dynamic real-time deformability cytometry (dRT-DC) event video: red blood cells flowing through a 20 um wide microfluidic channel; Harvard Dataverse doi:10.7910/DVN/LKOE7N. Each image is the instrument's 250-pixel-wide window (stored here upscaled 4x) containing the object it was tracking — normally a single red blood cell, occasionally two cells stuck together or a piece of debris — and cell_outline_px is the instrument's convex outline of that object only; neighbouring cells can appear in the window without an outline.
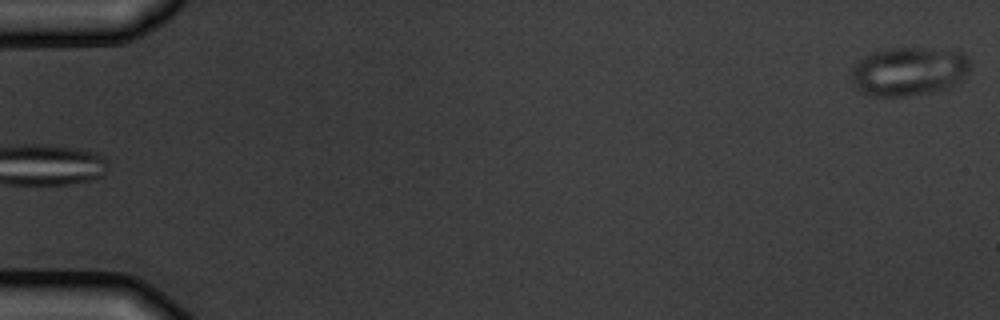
{"species": "common noctule bat (a hibernating species)", "species_latin": "Nyctalus noctula", "temperature_condition": "warm", "stored_images_in_passage": 5, "segment_of_instrument_passage": [2, 2], "camera_frame_rate_fps": 3000, "um_per_image_px": 0.085, "animal": {"sex": "male", "body_mass_g": 19.5, "forearm_length_mm": 54.6}, "frame": {"image": 1, "passage_image": 5, "time_ms": 4.667, "image_size_px": [1000, 320], "cell_outline_px": [[968, 72], [960, 80], [948, 88], [932, 92], [908, 96], [872, 96], [856, 88], [852, 80], [852, 68], [860, 60], [872, 52], [888, 48], [920, 48], [964, 52], [968, 60]], "centroid_in_image_um": [77.24, 6.07], "position_along_channel_um": 7.8, "area_um2": 33.47}}